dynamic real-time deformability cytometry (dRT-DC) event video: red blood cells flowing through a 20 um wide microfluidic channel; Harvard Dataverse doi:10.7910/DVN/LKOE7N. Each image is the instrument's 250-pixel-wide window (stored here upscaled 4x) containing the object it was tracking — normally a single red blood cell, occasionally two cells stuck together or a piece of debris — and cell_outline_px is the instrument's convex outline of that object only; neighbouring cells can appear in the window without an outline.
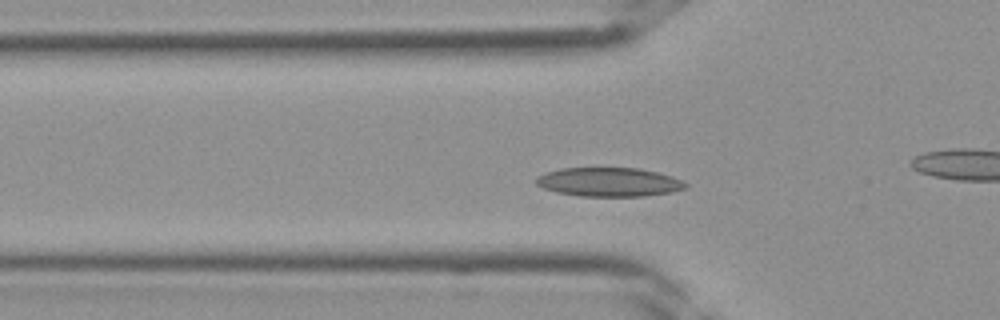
{"species": "Egyptian fruit bat (a non-hibernating species)", "species_latin": "Rousettus aegyptiacus", "temperature_condition": "room temperature", "stored_images_in_passage": 29, "camera_frame_rate_fps": 3000, "um_per_image_px": 0.085, "frame": {"image": 1, "passage_image": 2, "time_ms": 0.333, "image_size_px": [1000, 320], "cell_outline_px": [[688, 188], [672, 192], [644, 196], [580, 196], [556, 192], [544, 188], [536, 184], [536, 176], [544, 172], [560, 168], [640, 168], [672, 176], [688, 184]], "centroid_in_image_um": [51.76, 15.47], "position_along_channel_um": 74.0, "area_um2": 25.32}}
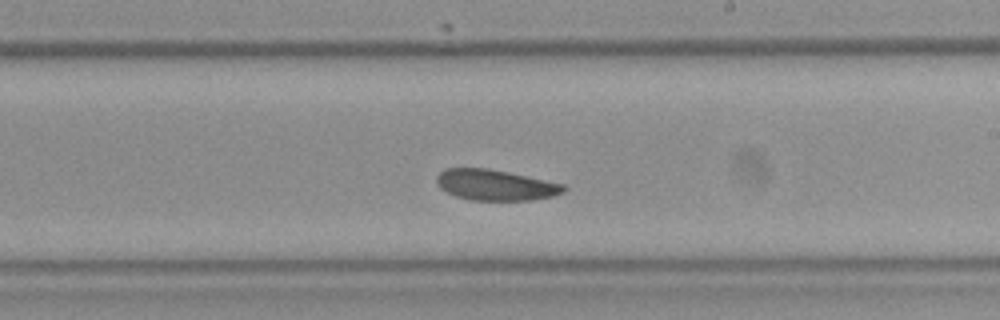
{"frame": {"image": 2, "passage_image": 12, "time_ms": 3.667, "image_size_px": [1000, 320], "cell_outline_px": [[568, 188], [564, 192], [552, 196], [532, 200], [472, 200], [456, 196], [440, 188], [436, 184], [436, 176], [444, 168], [488, 168], [508, 172], [564, 184]], "centroid_in_image_um": [42.1, 15.72], "position_along_channel_um": 246.9, "area_um2": 22.77}}
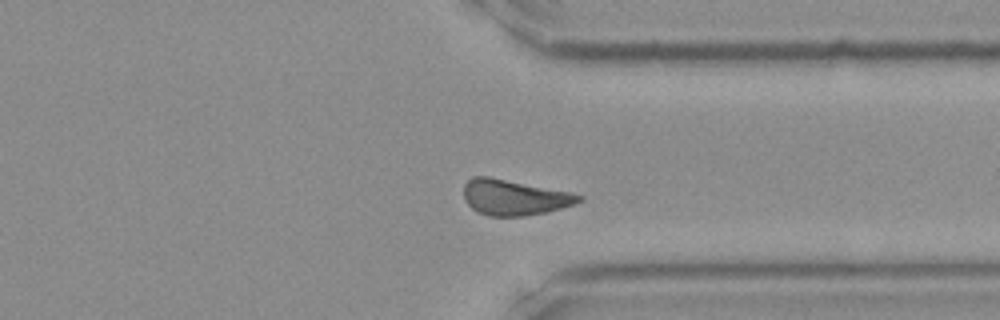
{"frame": {"image": 3, "passage_image": 19, "time_ms": 6.0, "image_size_px": [1000, 320], "cell_outline_px": [[584, 200], [576, 204], [548, 212], [524, 216], [488, 216], [476, 212], [464, 200], [464, 184], [472, 176], [488, 176], [572, 192], [584, 196]], "centroid_in_image_um": [43.74, 16.78], "position_along_channel_um": 367.7, "area_um2": 24.22}}